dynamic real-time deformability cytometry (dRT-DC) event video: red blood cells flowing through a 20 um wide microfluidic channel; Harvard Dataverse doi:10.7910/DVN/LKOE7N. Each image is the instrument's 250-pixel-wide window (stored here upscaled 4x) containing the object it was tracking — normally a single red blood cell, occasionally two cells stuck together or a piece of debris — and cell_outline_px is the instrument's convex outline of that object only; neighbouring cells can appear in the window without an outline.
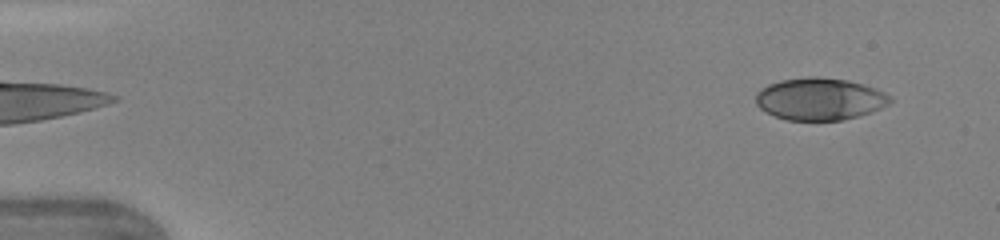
{"species": "human", "species_latin": "Homo sapiens", "temperature_condition": "warm", "stored_images_in_passage": 45, "camera_frame_rate_fps": 3000, "um_per_image_px": 0.085, "donor": {"sex": "female"}, "frame": {"image": 1, "passage_image": 3, "time_ms": 0.667, "image_size_px": [1000, 240], "cell_outline_px": [[892, 100], [888, 104], [872, 112], [844, 120], [788, 120], [776, 116], [760, 108], [756, 104], [756, 92], [760, 88], [768, 84], [780, 80], [808, 76], [816, 76], [848, 80], [864, 84], [876, 88], [892, 96]], "centroid_in_image_um": [69.69, 8.4], "position_along_channel_um": 15.3, "area_um2": 33.23}}
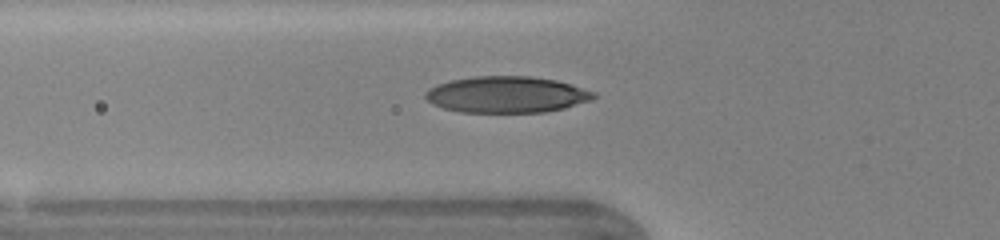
{"frame": {"image": 2, "passage_image": 16, "time_ms": 5.0, "image_size_px": [1000, 240], "cell_outline_px": [[596, 96], [592, 100], [564, 108], [544, 112], [460, 112], [444, 108], [432, 104], [424, 96], [424, 92], [428, 88], [436, 84], [448, 80], [472, 76], [532, 76], [556, 80], [596, 92]], "centroid_in_image_um": [43.03, 8.03], "position_along_channel_um": 82.8, "area_um2": 35.89}}
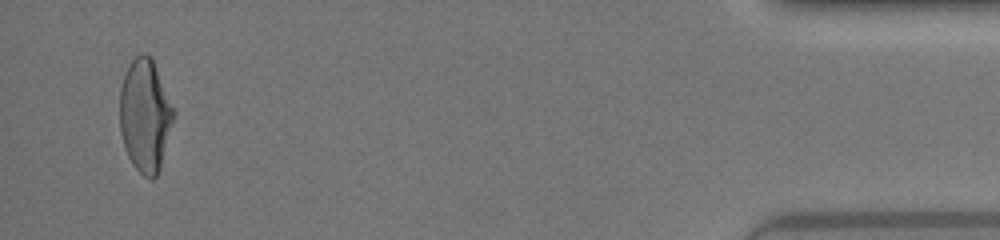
{"frame": {"image": 3, "passage_image": 44, "time_ms": 14.333, "image_size_px": [1000, 240], "cell_outline_px": [[176, 116], [160, 168], [156, 176], [152, 180], [144, 176], [132, 164], [128, 156], [120, 132], [120, 88], [124, 76], [132, 60], [140, 52], [148, 52], [152, 56], [176, 112]], "centroid_in_image_um": [12.36, 9.79], "position_along_channel_um": 422.8, "area_um2": 35.84}, "authors_computed_cell_mechanics": {"area_um2": 34.3332, "velocity_mm_per_s": 4.3934, "shape_relaxation_time_tau1_ms": 5.0313, "shape_relaxation_time_tau2_ms": 0.8226, "deformation_change_tau1": 0.2123, "deformation_change_tau2": 0.0608}}